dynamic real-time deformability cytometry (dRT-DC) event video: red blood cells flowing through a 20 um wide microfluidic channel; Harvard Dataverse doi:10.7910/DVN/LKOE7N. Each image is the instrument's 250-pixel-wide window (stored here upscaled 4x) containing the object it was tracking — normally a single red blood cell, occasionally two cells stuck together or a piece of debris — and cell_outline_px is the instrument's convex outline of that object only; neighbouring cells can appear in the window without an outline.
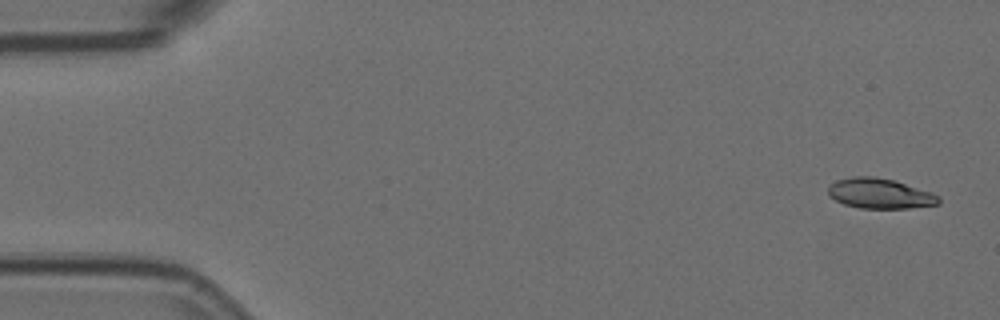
{"species": "Egyptian fruit bat (a non-hibernating species)", "species_latin": "Rousettus aegyptiacus", "temperature_condition": "room temperature", "stored_images_in_passage": 3, "camera_frame_rate_fps": 3000, "um_per_image_px": 0.085, "animal": {"sex": "female"}, "frame": {"image": 1, "passage_image": 1, "time_ms": 0.0, "image_size_px": [1000, 320], "cell_outline_px": [[940, 204], [908, 208], [860, 208], [844, 204], [828, 196], [828, 184], [836, 180], [856, 176], [872, 176], [892, 180], [932, 192], [940, 196]], "centroid_in_image_um": [74.77, 16.45], "position_along_channel_um": 10.2, "area_um2": 19.42}}